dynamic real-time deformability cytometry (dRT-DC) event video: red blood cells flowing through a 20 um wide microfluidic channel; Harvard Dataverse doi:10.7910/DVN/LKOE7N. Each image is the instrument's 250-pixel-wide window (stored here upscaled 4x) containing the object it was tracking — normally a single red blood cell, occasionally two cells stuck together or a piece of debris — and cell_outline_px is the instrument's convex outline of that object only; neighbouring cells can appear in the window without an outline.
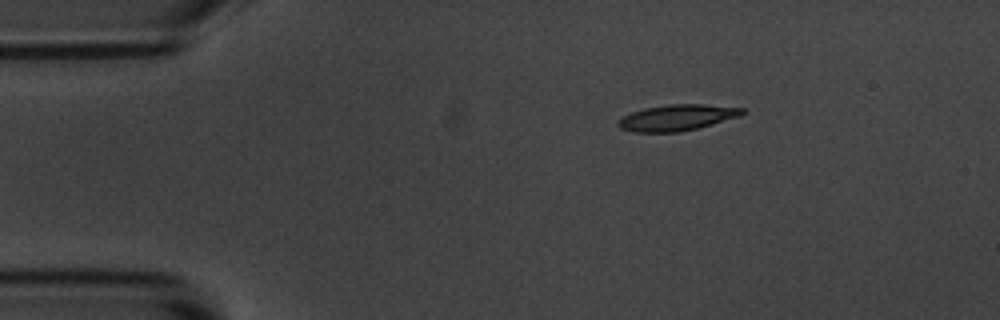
{"species": "common noctule bat (a hibernating species)", "species_latin": "Nyctalus noctula", "temperature_condition": "room temperature", "stored_images_in_passage": 5, "camera_frame_rate_fps": 3000, "um_per_image_px": 0.085, "animal": {"sex": "male", "body_mass_g": 20.1, "forearm_length_mm": 53.5}, "frame": {"image": 1, "passage_image": 1, "time_ms": 0.0, "image_size_px": [1000, 320], "cell_outline_px": [[744, 112], [740, 116], [712, 124], [680, 132], [636, 132], [620, 128], [616, 124], [616, 120], [620, 116], [644, 108], [668, 104], [704, 104], [744, 108]], "centroid_in_image_um": [57.49, 9.99], "position_along_channel_um": 27.5, "area_um2": 18.9}}
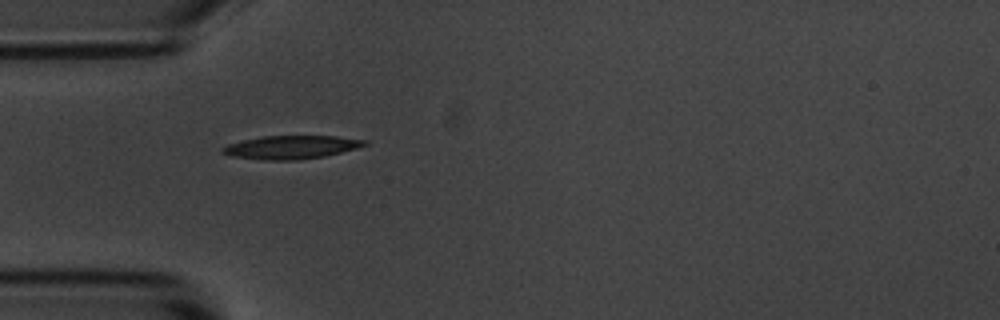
{"frame": {"image": 2, "passage_image": 3, "time_ms": 2.333, "image_size_px": [1000, 320], "cell_outline_px": [[368, 144], [356, 148], [324, 156], [296, 160], [260, 160], [232, 156], [220, 152], [220, 148], [228, 144], [244, 140], [264, 136], [336, 136], [368, 140]], "centroid_in_image_um": [24.73, 12.51], "position_along_channel_um": 60.3, "area_um2": 19.25}}
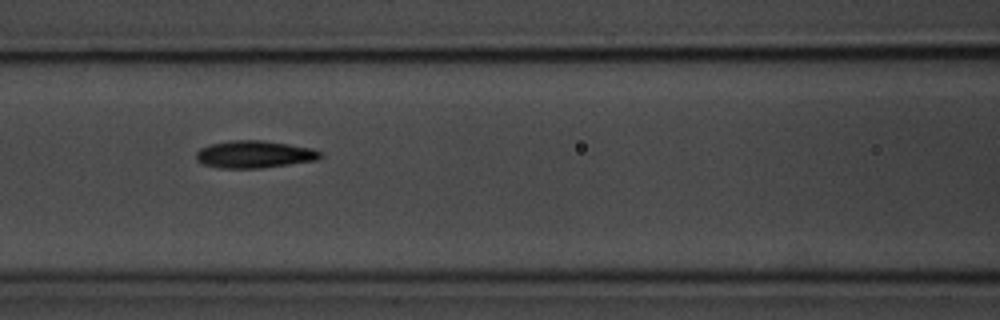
{"frame": {"image": 3, "passage_image": 5, "time_ms": 4.667, "image_size_px": [1000, 320], "cell_outline_px": [[324, 156], [316, 160], [260, 168], [220, 168], [204, 164], [196, 160], [196, 152], [200, 148], [208, 144], [228, 140], [264, 140], [312, 148], [324, 152]], "centroid_in_image_um": [21.62, 13.1], "position_along_channel_um": 145.0, "area_um2": 19.94}}